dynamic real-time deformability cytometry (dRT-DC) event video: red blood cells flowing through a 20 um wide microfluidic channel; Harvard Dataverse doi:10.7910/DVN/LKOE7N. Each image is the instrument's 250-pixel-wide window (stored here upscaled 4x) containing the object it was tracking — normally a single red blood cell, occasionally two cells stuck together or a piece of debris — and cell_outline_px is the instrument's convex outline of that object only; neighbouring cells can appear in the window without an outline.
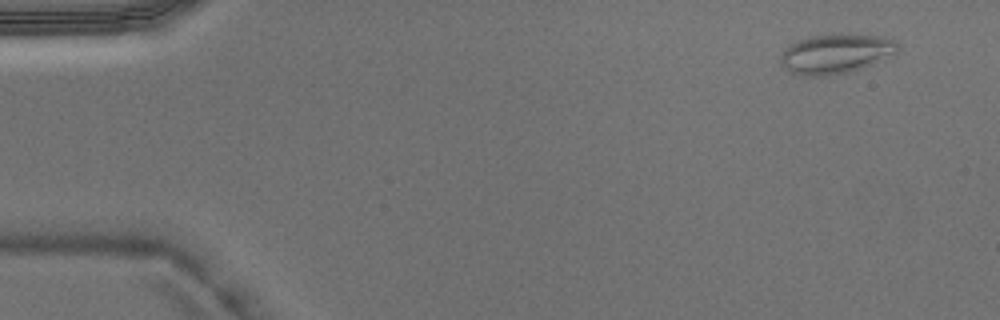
{"species": "Egyptian fruit bat (a non-hibernating species)", "species_latin": "Rousettus aegyptiacus", "temperature_condition": "warm", "stored_images_in_passage": 6, "camera_frame_rate_fps": 3000, "um_per_image_px": 0.085, "animal": {"sex": "male"}, "frame": {"image": 1, "passage_image": 1, "time_ms": 0.0, "image_size_px": [1000, 320], "cell_outline_px": [[900, 48], [896, 52], [860, 68], [848, 72], [824, 76], [804, 76], [792, 72], [784, 68], [780, 60], [780, 56], [784, 48], [788, 44], [808, 36], [836, 32], [848, 32], [880, 36], [896, 40], [900, 44]], "centroid_in_image_um": [71.01, 4.51], "position_along_channel_um": 14.0, "area_um2": 27.51}}